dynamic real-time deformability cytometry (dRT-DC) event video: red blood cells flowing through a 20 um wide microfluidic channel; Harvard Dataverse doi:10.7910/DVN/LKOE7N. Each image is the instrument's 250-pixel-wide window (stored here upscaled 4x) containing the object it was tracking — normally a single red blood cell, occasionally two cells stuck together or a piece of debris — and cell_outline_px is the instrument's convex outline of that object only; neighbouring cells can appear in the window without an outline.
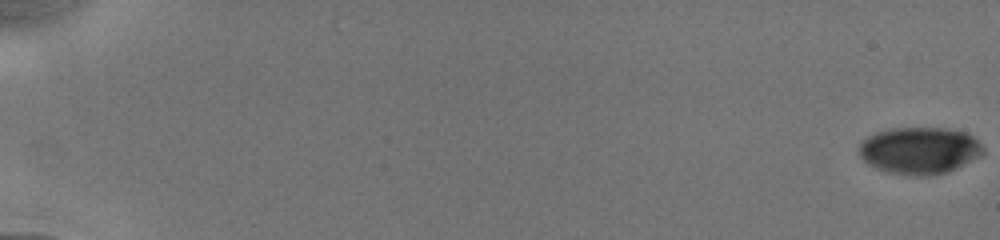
{"species": "human", "species_latin": "Homo sapiens", "temperature_condition": "cold", "stored_images_in_passage": 11, "camera_frame_rate_fps": 3000, "um_per_image_px": 0.085, "donor": {"sex": "male"}, "frame": {"image": 1, "passage_image": 1, "time_ms": 0.0, "image_size_px": [1000, 240], "cell_outline_px": [[984, 152], [980, 156], [944, 172], [932, 176], [916, 176], [884, 172], [868, 164], [860, 156], [860, 144], [868, 136], [876, 132], [888, 128], [944, 128], [964, 132], [972, 136], [984, 148]], "centroid_in_image_um": [78.12, 12.79], "position_along_channel_um": 6.9, "area_um2": 33.7}}
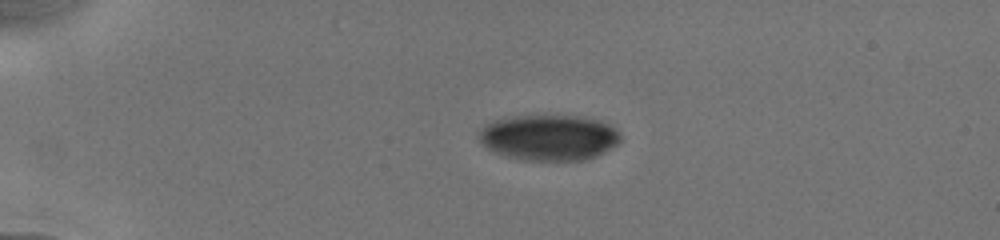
{"frame": {"image": 2, "passage_image": 7, "time_ms": 4.667, "image_size_px": [1000, 240], "cell_outline_px": [[620, 140], [612, 148], [596, 156], [584, 160], [524, 160], [504, 156], [488, 148], [480, 140], [480, 132], [484, 124], [492, 120], [512, 116], [576, 116], [600, 120], [616, 128], [620, 136]], "centroid_in_image_um": [46.67, 11.68], "position_along_channel_um": 38.3, "area_um2": 37.63}}
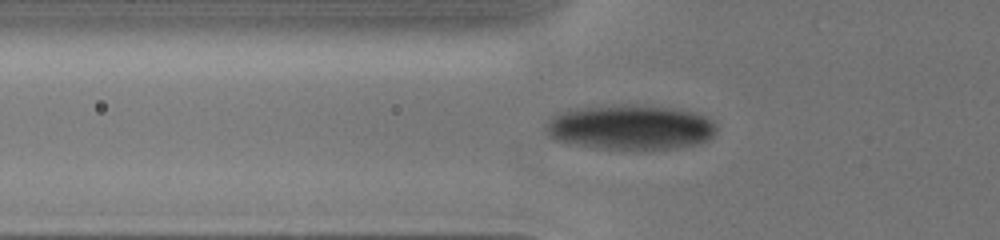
{"frame": {"image": 3, "passage_image": 10, "time_ms": 7.0, "image_size_px": [1000, 240], "cell_outline_px": [[716, 132], [708, 140], [700, 144], [676, 148], [640, 152], [592, 148], [552, 140], [544, 132], [544, 124], [552, 116], [560, 112], [576, 108], [620, 104], [636, 104], [668, 108], [696, 112], [712, 120], [716, 124]], "centroid_in_image_um": [53.54, 10.86], "position_along_channel_um": 72.3, "area_um2": 46.24}}